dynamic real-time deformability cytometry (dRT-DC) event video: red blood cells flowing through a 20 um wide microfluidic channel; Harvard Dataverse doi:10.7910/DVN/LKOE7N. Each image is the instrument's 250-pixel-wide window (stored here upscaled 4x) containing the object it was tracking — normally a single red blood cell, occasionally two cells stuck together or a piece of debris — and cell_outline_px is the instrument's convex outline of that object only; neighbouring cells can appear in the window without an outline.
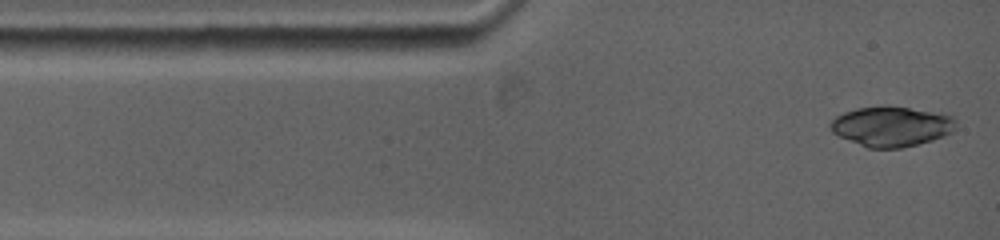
{"species": "common noctule bat (a hibernating species)", "species_latin": "Nyctalus noctula", "temperature_condition": "warm", "stored_images_in_passage": 5, "camera_frame_rate_fps": 5000, "um_per_image_px": 0.085, "animal": {"sex": "female", "body_mass_g": 19.0, "forearm_length_mm": 53.3}, "frame": {"image": 1, "passage_image": 1, "time_ms": 0.0, "image_size_px": [1000, 240], "cell_outline_px": [[956, 128], [952, 132], [944, 136], [932, 140], [900, 148], [868, 148], [840, 136], [832, 132], [828, 128], [828, 124], [836, 116], [844, 112], [856, 108], [884, 104], [888, 104], [944, 112], [952, 116], [956, 120]], "centroid_in_image_um": [75.8, 10.7], "position_along_channel_um": 9.2, "area_um2": 30.0}}